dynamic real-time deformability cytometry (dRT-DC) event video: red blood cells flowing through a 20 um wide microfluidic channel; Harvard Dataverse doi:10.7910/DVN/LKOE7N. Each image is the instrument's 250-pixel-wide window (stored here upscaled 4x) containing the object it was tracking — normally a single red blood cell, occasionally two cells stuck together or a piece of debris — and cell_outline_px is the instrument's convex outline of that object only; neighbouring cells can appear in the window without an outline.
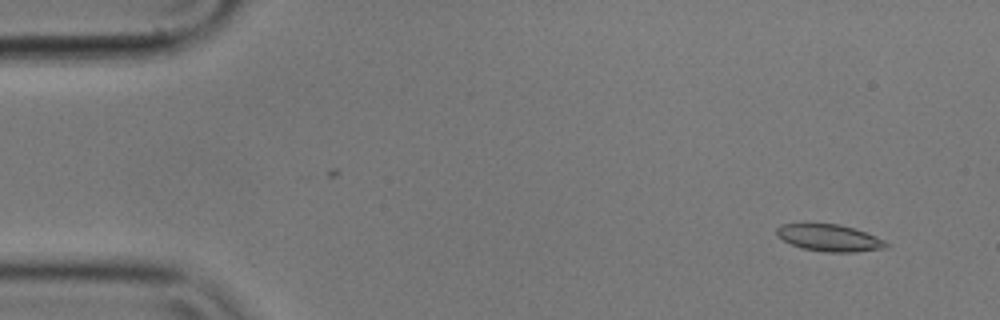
{"species": "common noctule bat (a hibernating species)", "species_latin": "Nyctalus noctula", "temperature_condition": "cold", "stored_images_in_passage": 8, "camera_frame_rate_fps": 3000, "um_per_image_px": 0.085, "animal": {"sex": "male", "body_mass_g": 17.9}, "frame": {"image": 1, "passage_image": 4, "time_ms": 1.0, "image_size_px": [1000, 320], "cell_outline_px": [[888, 244], [884, 248], [856, 252], [824, 252], [804, 248], [792, 244], [776, 236], [776, 228], [780, 224], [840, 224], [876, 236], [884, 240]], "centroid_in_image_um": [70.48, 20.22], "position_along_channel_um": 14.5, "area_um2": 16.94}}